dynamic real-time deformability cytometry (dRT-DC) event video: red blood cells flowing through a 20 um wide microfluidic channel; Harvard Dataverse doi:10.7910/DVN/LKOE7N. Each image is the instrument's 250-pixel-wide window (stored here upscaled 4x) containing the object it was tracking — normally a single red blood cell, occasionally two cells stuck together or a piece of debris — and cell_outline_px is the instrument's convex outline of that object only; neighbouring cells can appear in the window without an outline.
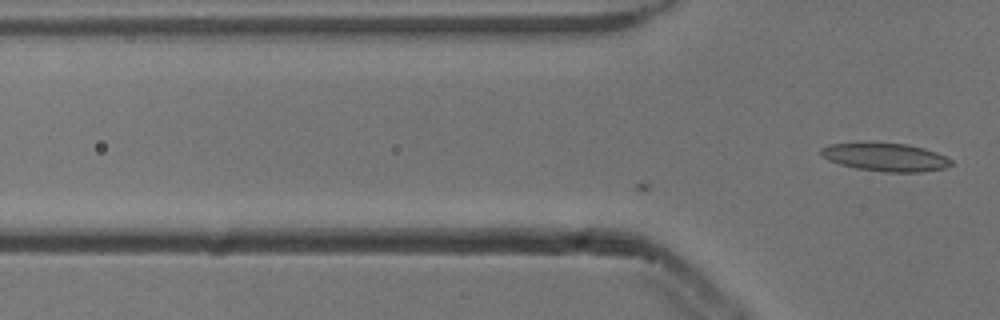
{"species": "common noctule bat (a hibernating species)", "species_latin": "Nyctalus noctula", "temperature_condition": "cold", "stored_images_in_passage": 10, "camera_frame_rate_fps": 3000, "um_per_image_px": 0.085, "animal": {"sex": "male", "body_mass_g": 13.3}, "frame": {"image": 1, "passage_image": 10, "time_ms": 3.0, "image_size_px": [1000, 320], "cell_outline_px": [[952, 164], [944, 168], [920, 172], [884, 172], [856, 168], [840, 164], [828, 160], [820, 156], [820, 148], [828, 144], [868, 140], [908, 144], [924, 148], [936, 152], [952, 160]], "centroid_in_image_um": [75.18, 13.31], "position_along_channel_um": 50.6, "area_um2": 22.14}}